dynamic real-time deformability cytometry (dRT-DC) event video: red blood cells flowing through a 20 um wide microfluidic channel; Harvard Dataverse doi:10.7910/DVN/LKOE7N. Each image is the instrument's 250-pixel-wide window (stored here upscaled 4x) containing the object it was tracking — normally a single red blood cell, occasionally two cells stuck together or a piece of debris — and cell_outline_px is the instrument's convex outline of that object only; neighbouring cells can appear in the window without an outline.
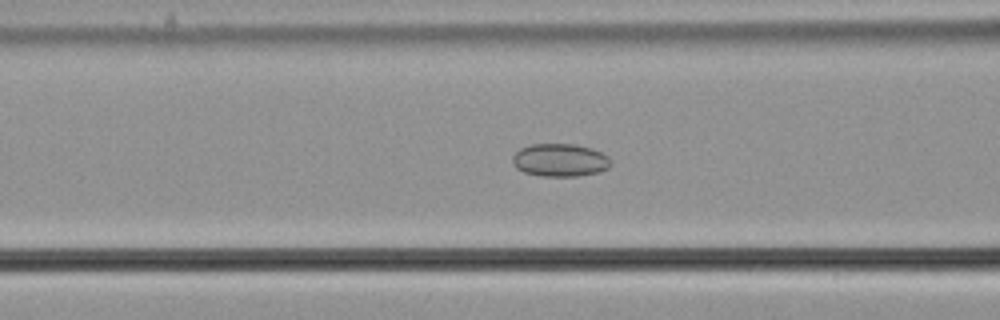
{"species": "common noctule bat (a hibernating species)", "species_latin": "Nyctalus noctula", "temperature_condition": "cold", "stored_images_in_passage": 36, "camera_frame_rate_fps": 3000, "um_per_image_px": 0.085, "animal": {"sex": "male", "body_mass_g": 21.5, "forearm_length_mm": 52.0}, "frame": {"image": 1, "passage_image": 10, "time_ms": 3.0, "image_size_px": [1000, 320], "cell_outline_px": [[612, 164], [608, 168], [600, 172], [576, 176], [540, 176], [524, 172], [516, 168], [512, 164], [512, 156], [520, 148], [532, 144], [576, 144], [592, 148], [608, 156], [612, 160]], "centroid_in_image_um": [47.61, 13.61], "position_along_channel_um": 119.0, "area_um2": 19.07}}
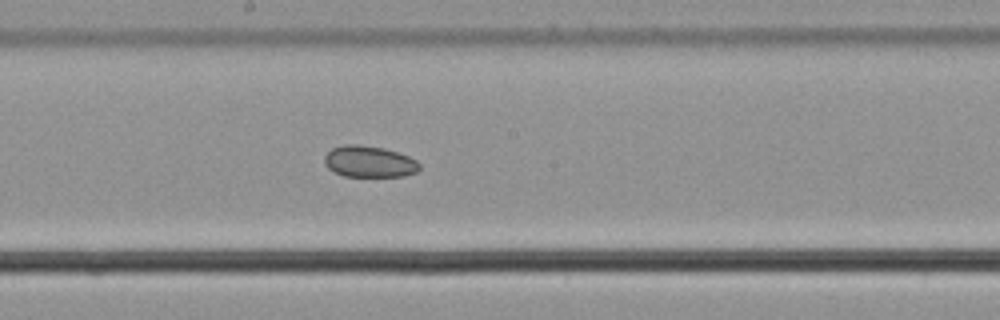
{"frame": {"image": 2, "passage_image": 18, "time_ms": 5.667, "image_size_px": [1000, 320], "cell_outline_px": [[420, 168], [416, 172], [404, 176], [344, 176], [328, 168], [324, 164], [324, 156], [332, 148], [344, 144], [356, 144], [384, 148], [408, 156], [416, 160], [420, 164]], "centroid_in_image_um": [31.37, 13.73], "position_along_channel_um": 216.8, "area_um2": 17.34}}
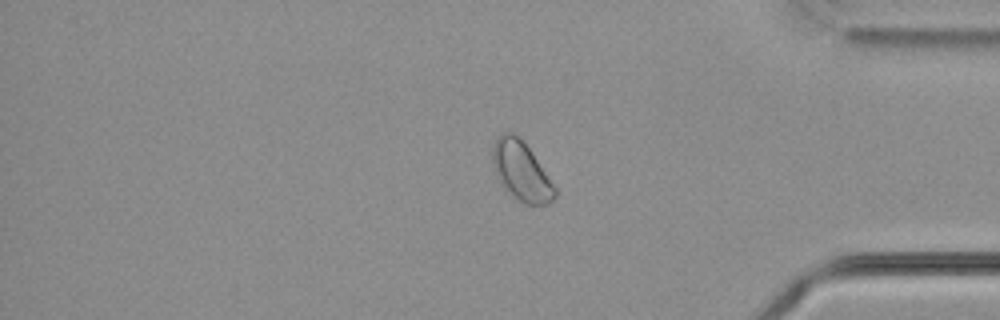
{"frame": {"image": 3, "passage_image": 34, "time_ms": 11.0, "image_size_px": [1000, 320], "cell_outline_px": [[556, 196], [548, 204], [524, 204], [512, 196], [504, 188], [492, 164], [492, 144], [500, 132], [512, 132], [532, 152], [556, 188]], "centroid_in_image_um": [44.29, 14.54], "position_along_channel_um": 390.9, "area_um2": 21.21}}